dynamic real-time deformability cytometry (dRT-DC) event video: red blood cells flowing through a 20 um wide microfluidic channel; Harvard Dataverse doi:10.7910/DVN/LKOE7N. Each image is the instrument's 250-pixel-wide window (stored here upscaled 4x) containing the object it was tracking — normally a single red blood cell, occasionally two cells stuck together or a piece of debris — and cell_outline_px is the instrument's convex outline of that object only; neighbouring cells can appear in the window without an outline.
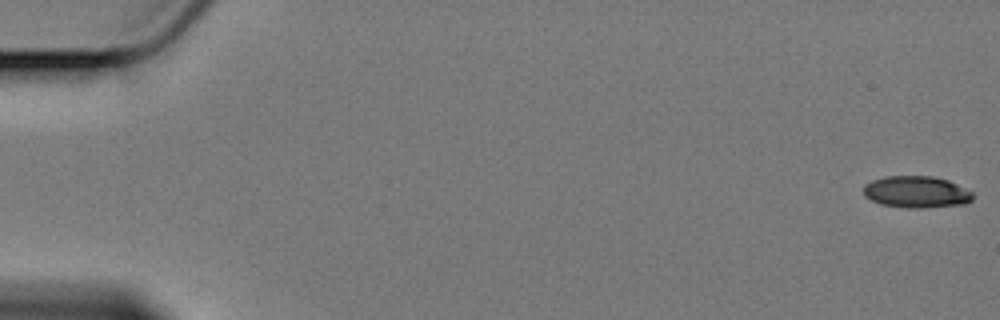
{"species": "Egyptian fruit bat (a non-hibernating species)", "species_latin": "Rousettus aegyptiacus", "temperature_condition": "cold", "stored_images_in_passage": 8, "camera_frame_rate_fps": 3000, "um_per_image_px": 0.085, "animal": {"sex": "female"}, "frame": {"image": 1, "passage_image": 1, "time_ms": 0.0, "image_size_px": [1000, 320], "cell_outline_px": [[972, 200], [964, 204], [924, 208], [908, 208], [880, 204], [864, 196], [864, 184], [872, 180], [884, 176], [932, 176], [948, 180], [972, 192]], "centroid_in_image_um": [77.87, 16.31], "position_along_channel_um": 7.1, "area_um2": 20.23}}
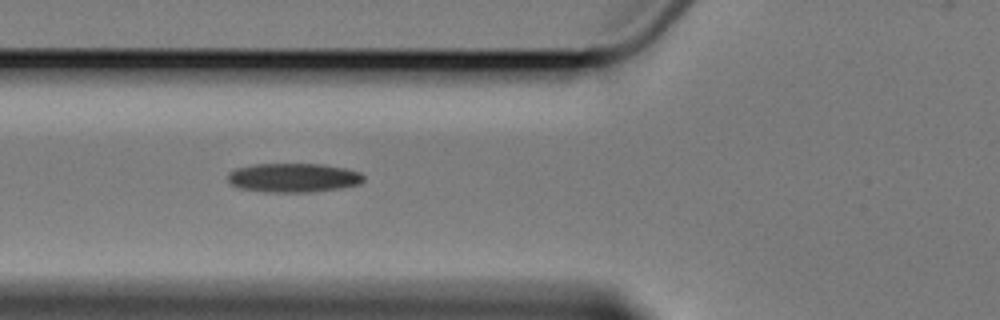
{"frame": {"image": 2, "passage_image": 7, "time_ms": 7.333, "image_size_px": [1000, 320], "cell_outline_px": [[364, 180], [360, 184], [340, 188], [312, 192], [264, 192], [240, 188], [232, 184], [228, 180], [228, 172], [236, 168], [252, 164], [324, 164], [344, 168], [360, 172], [364, 176]], "centroid_in_image_um": [24.94, 15.1], "position_along_channel_um": 100.9, "area_um2": 23.12}}
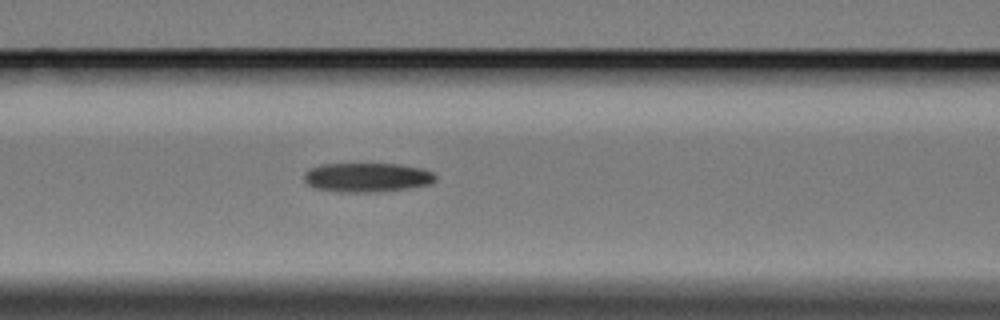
{"frame": {"image": 3, "passage_image": 8, "time_ms": 8.333, "image_size_px": [1000, 320], "cell_outline_px": [[436, 180], [432, 184], [404, 188], [372, 192], [348, 192], [316, 188], [308, 184], [304, 180], [304, 172], [308, 168], [320, 164], [400, 164], [420, 168], [432, 172], [436, 176]], "centroid_in_image_um": [31.18, 15.06], "position_along_channel_um": 135.4, "area_um2": 22.2}}